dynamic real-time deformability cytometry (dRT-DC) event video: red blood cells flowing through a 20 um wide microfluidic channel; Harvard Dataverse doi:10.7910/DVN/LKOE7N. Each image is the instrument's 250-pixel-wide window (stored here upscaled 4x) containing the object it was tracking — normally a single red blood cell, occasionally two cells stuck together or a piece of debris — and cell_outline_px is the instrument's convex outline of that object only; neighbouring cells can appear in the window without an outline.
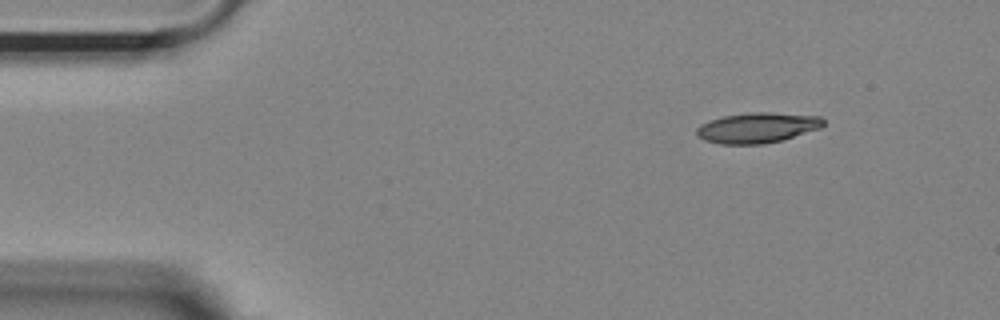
{"species": "Egyptian fruit bat (a non-hibernating species)", "species_latin": "Rousettus aegyptiacus", "temperature_condition": "room temperature", "stored_images_in_passage": 48, "camera_frame_rate_fps": 3000, "um_per_image_px": 0.085, "animal": {"sex": "female"}, "frame": {"image": 1, "passage_image": 1, "time_ms": 0.0, "image_size_px": [1000, 320], "cell_outline_px": [[824, 124], [820, 128], [780, 140], [764, 144], [720, 144], [704, 140], [696, 136], [696, 128], [700, 124], [708, 120], [724, 116], [748, 112], [768, 112], [820, 116], [824, 120]], "centroid_in_image_um": [64.32, 10.85], "position_along_channel_um": 20.7, "area_um2": 22.43}}
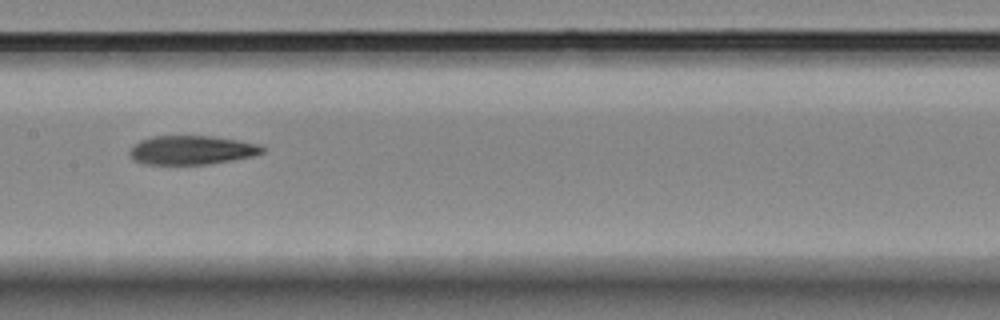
{"frame": {"image": 2, "passage_image": 21, "time_ms": 6.667, "image_size_px": [1000, 320], "cell_outline_px": [[264, 152], [252, 156], [232, 160], [208, 164], [144, 164], [132, 160], [128, 152], [140, 140], [152, 136], [212, 136], [240, 140], [260, 144], [264, 148]], "centroid_in_image_um": [16.3, 12.75], "position_along_channel_um": 191.1, "area_um2": 22.43}}
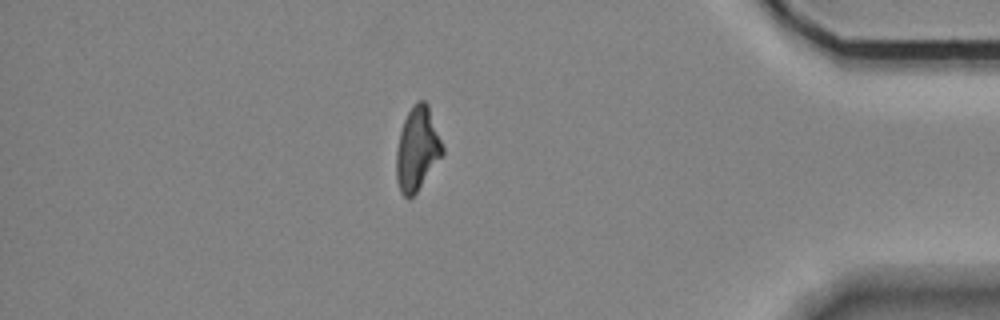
{"frame": {"image": 3, "passage_image": 41, "time_ms": 13.333, "image_size_px": [1000, 320], "cell_outline_px": [[444, 152], [416, 192], [408, 200], [400, 192], [396, 180], [396, 152], [400, 132], [404, 120], [412, 104], [416, 100], [424, 100], [428, 104], [444, 148]], "centroid_in_image_um": [35.45, 12.64], "position_along_channel_um": 399.8, "area_um2": 22.37}, "authors_computed_cell_mechanics": {"area_um2": 22.831, "velocity_mm_per_s": 3.6897, "shape_relaxation_time_tau1_ms": null, "shape_relaxation_time_tau2_ms": 6.4575, "deformation_change_tau1": null, "deformation_change_tau2": 0.1674}}